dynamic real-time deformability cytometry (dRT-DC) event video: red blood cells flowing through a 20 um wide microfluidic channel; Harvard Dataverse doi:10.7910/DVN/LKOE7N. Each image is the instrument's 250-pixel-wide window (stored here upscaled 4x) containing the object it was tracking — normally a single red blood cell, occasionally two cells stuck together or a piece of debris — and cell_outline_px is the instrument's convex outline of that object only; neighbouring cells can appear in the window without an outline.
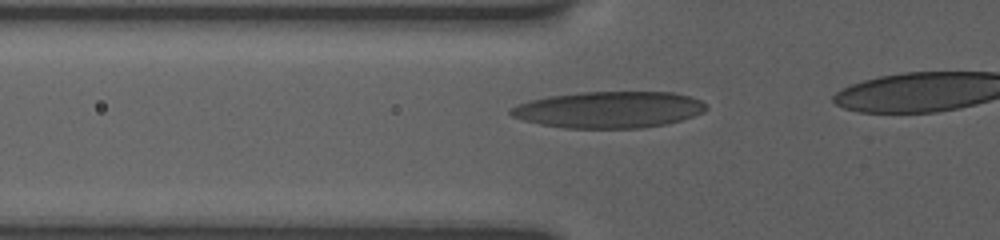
{"species": "human", "species_latin": "Homo sapiens", "temperature_condition": "room temperature", "stored_images_in_passage": 22, "camera_frame_rate_fps": 3000, "um_per_image_px": 0.085, "donor": {"sex": "female"}, "frame": {"image": 1, "passage_image": 17, "time_ms": 3.333, "image_size_px": [1000, 240], "cell_outline_px": [[708, 108], [704, 112], [680, 120], [664, 124], [640, 128], [564, 128], [540, 124], [524, 120], [512, 116], [508, 112], [508, 108], [516, 104], [528, 100], [548, 96], [580, 92], [672, 92], [688, 96], [700, 100]], "centroid_in_image_um": [51.7, 9.32], "position_along_channel_um": 74.1, "area_um2": 41.62}}
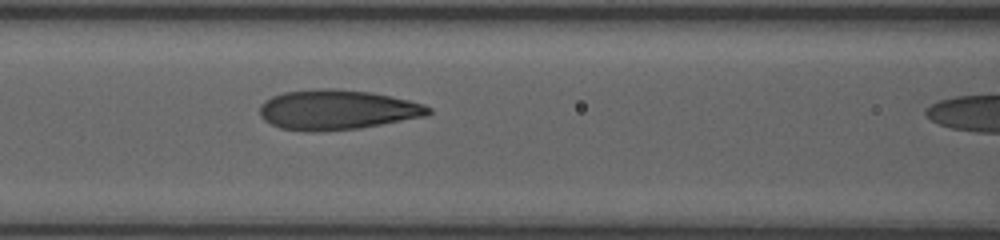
{"frame": {"image": 2, "passage_image": 21, "time_ms": 5.0, "image_size_px": [1000, 240], "cell_outline_px": [[432, 112], [428, 116], [360, 128], [312, 132], [280, 128], [264, 120], [260, 116], [260, 104], [264, 100], [272, 96], [284, 92], [316, 88], [336, 88], [372, 92], [408, 100], [424, 104], [432, 108]], "centroid_in_image_um": [28.66, 9.32], "position_along_channel_um": 137.9, "area_um2": 39.54}}